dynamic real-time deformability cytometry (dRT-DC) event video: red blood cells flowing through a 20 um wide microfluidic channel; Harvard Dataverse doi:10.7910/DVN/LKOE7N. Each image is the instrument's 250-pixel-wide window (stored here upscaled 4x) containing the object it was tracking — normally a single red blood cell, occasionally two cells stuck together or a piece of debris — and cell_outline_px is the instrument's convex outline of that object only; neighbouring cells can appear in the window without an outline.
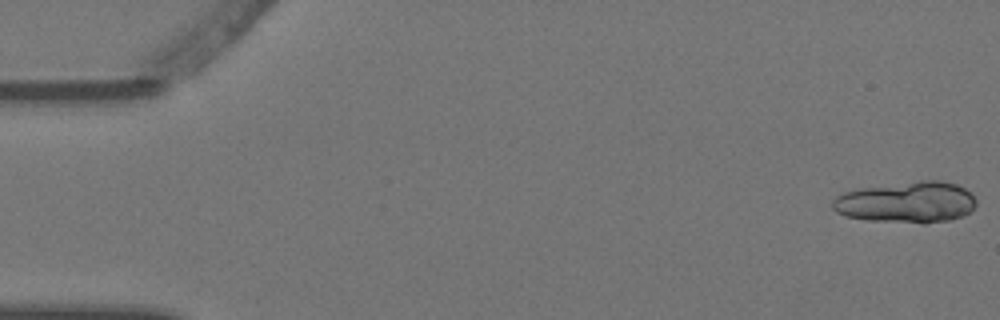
{"species": "Egyptian fruit bat (a non-hibernating species)", "species_latin": "Rousettus aegyptiacus", "temperature_condition": "warm", "stored_images_in_passage": 6, "segment_of_instrument_passage": [1, 2], "camera_frame_rate_fps": 3000, "um_per_image_px": 0.085, "animal": {"sex": "female"}, "frame": {"image": 1, "passage_image": 1, "time_ms": 0.0, "image_size_px": [1000, 320], "cell_outline_px": [[976, 204], [964, 216], [948, 220], [924, 224], [868, 220], [844, 216], [836, 212], [832, 208], [832, 200], [836, 196], [844, 192], [864, 188], [920, 180], [940, 180], [956, 184], [964, 188], [976, 200]], "centroid_in_image_um": [77.05, 17.2], "position_along_channel_um": 8.0, "area_um2": 34.51}}